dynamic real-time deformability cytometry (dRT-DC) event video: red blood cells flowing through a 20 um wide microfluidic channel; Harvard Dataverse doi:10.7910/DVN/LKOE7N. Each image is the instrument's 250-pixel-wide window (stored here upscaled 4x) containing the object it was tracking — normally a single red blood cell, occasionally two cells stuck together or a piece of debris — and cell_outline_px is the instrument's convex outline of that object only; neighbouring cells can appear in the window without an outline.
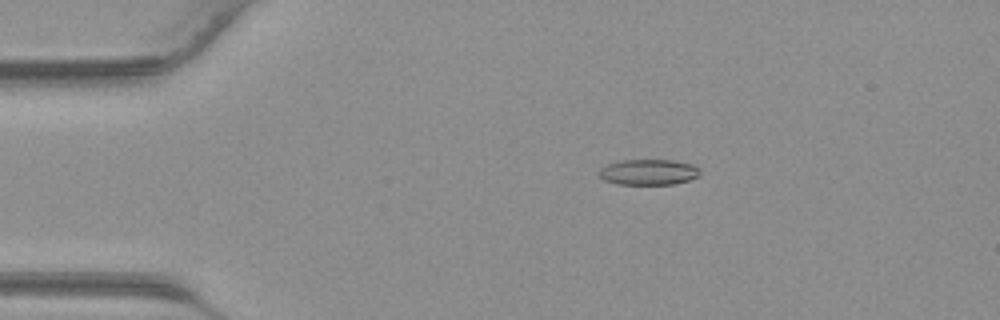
{"species": "common noctule bat (a hibernating species)", "species_latin": "Nyctalus noctula", "temperature_condition": "warm", "stored_images_in_passage": 34, "camera_frame_rate_fps": 3000, "um_per_image_px": 0.085, "animal": {"sex": "male", "body_mass_g": 23.1, "forearm_length_mm": 52.7}, "frame": {"image": 1, "passage_image": 1, "time_ms": 0.0, "image_size_px": [1000, 320], "cell_outline_px": [[700, 176], [688, 180], [672, 184], [616, 184], [604, 180], [596, 172], [600, 168], [608, 164], [620, 160], [672, 160], [692, 164], [700, 168]], "centroid_in_image_um": [55.11, 14.62], "position_along_channel_um": 29.9, "area_um2": 15.2}}
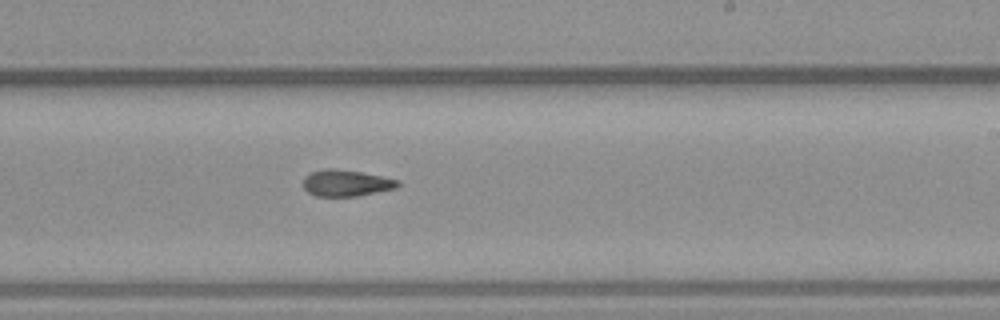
{"frame": {"image": 2, "passage_image": 18, "time_ms": 5.667, "image_size_px": [1000, 320], "cell_outline_px": [[400, 184], [396, 188], [356, 196], [316, 196], [308, 192], [304, 188], [304, 176], [312, 172], [324, 168], [332, 168], [360, 172], [400, 180]], "centroid_in_image_um": [29.41, 15.55], "position_along_channel_um": 259.6, "area_um2": 14.45}}
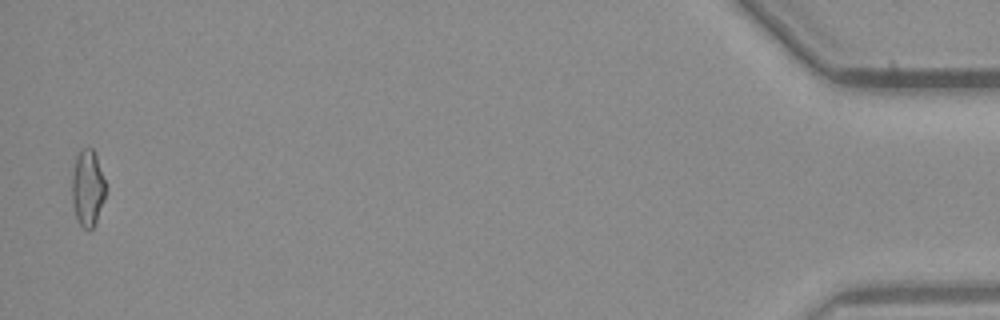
{"frame": {"image": 3, "passage_image": 34, "time_ms": 11.0, "image_size_px": [1000, 320], "cell_outline_px": [[104, 200], [96, 220], [92, 228], [88, 232], [80, 224], [76, 216], [72, 200], [72, 172], [76, 156], [80, 148], [92, 148], [96, 156], [104, 180]], "centroid_in_image_um": [7.42, 15.97], "position_along_channel_um": 427.8, "area_um2": 14.74}}